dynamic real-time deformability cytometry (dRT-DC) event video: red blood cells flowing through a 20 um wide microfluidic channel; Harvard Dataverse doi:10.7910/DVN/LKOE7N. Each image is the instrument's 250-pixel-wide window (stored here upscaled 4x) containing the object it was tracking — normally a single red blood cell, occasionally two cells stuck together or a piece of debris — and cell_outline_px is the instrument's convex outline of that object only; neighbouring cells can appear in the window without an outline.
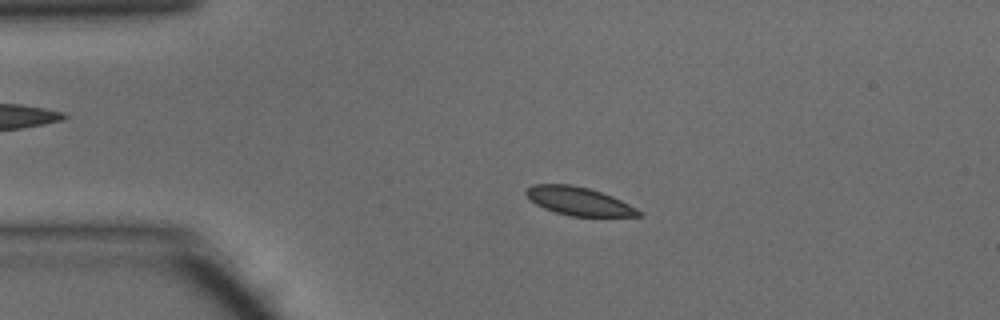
{"species": "common noctule bat (a hibernating species)", "species_latin": "Nyctalus noctula", "temperature_condition": "warm", "stored_images_in_passage": 40, "camera_frame_rate_fps": 3000, "um_per_image_px": 0.085, "animal": {"sex": "male", "body_mass_g": 15.6}, "frame": {"image": 1, "passage_image": 2, "time_ms": 0.333, "image_size_px": [1000, 320], "cell_outline_px": [[644, 216], [572, 216], [556, 212], [544, 208], [536, 204], [524, 192], [532, 184], [572, 184], [588, 188], [612, 196], [644, 212]], "centroid_in_image_um": [49.22, 17.1], "position_along_channel_um": 35.8, "area_um2": 18.38}}
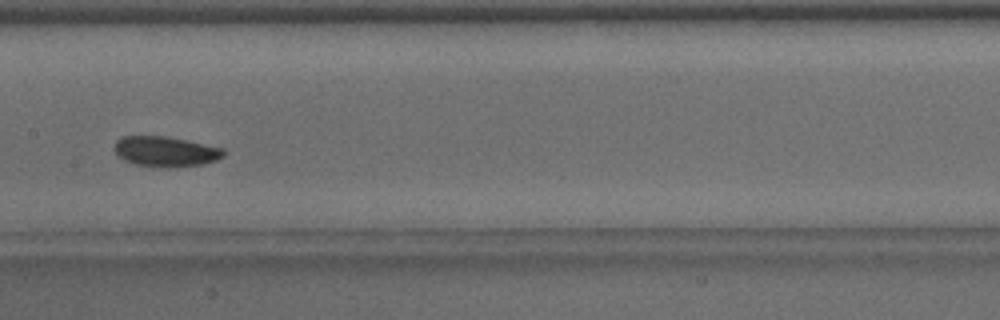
{"frame": {"image": 2, "passage_image": 16, "time_ms": 5.0, "image_size_px": [1000, 320], "cell_outline_px": [[224, 156], [216, 160], [204, 164], [136, 164], [124, 160], [116, 152], [116, 140], [120, 136], [164, 136], [224, 148]], "centroid_in_image_um": [14.08, 12.82], "position_along_channel_um": 193.3, "area_um2": 18.03}}
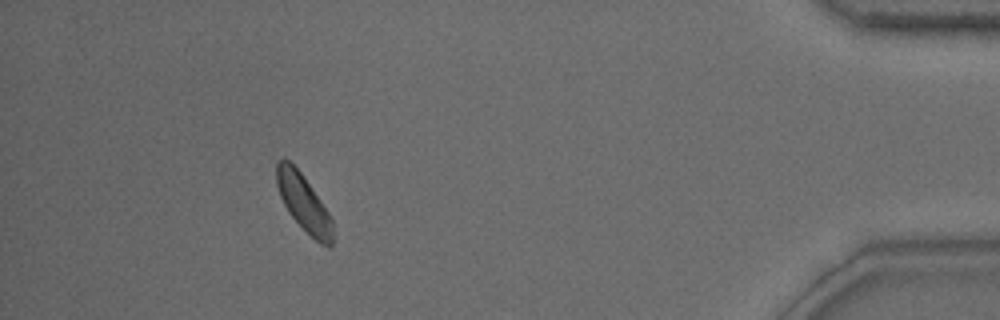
{"frame": {"image": 3, "passage_image": 36, "time_ms": 11.667, "image_size_px": [1000, 320], "cell_outline_px": [[332, 248], [328, 248], [320, 244], [288, 212], [280, 196], [276, 184], [276, 160], [284, 156], [300, 172], [320, 200], [328, 212], [332, 220]], "centroid_in_image_um": [25.78, 17.22], "position_along_channel_um": 409.4, "area_um2": 18.26}, "authors_computed_cell_mechanics": {"area_um2": 18.785, "velocity_mm_per_s": 4.1131, "shape_relaxation_time_tau1_ms": 4.8401, "shape_relaxation_time_tau2_ms": null, "deformation_change_tau1": 0.083, "deformation_change_tau2": null}}